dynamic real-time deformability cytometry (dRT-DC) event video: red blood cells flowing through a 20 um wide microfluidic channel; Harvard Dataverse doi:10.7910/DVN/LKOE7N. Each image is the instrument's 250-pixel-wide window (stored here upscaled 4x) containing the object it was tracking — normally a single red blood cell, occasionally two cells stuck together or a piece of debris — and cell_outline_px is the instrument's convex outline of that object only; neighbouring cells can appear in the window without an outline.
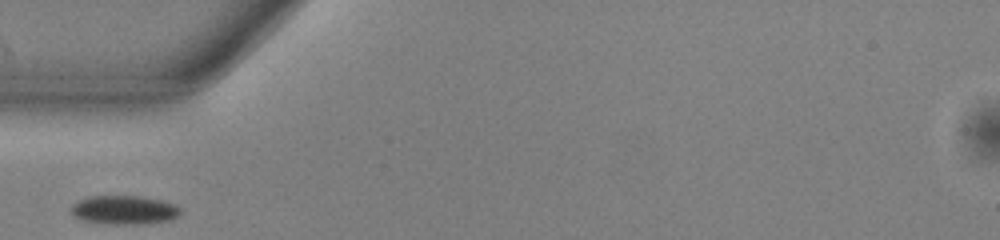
{"species": "common noctule bat (a hibernating species)", "species_latin": "Nyctalus noctula", "temperature_condition": "warm", "stored_images_in_passage": 25, "camera_frame_rate_fps": 3000, "um_per_image_px": 0.085, "animal": {"sex": "male", "body_mass_g": 13.0, "forearm_length_mm": 53.1}, "frame": {"image": 1, "passage_image": 1, "time_ms": 0.0, "image_size_px": [1000, 240], "cell_outline_px": [[180, 212], [176, 216], [168, 220], [140, 224], [104, 224], [80, 220], [72, 212], [72, 204], [88, 196], [136, 196], [164, 200], [176, 204], [180, 208]], "centroid_in_image_um": [10.55, 17.84], "position_along_channel_um": 74.5, "area_um2": 18.32}}
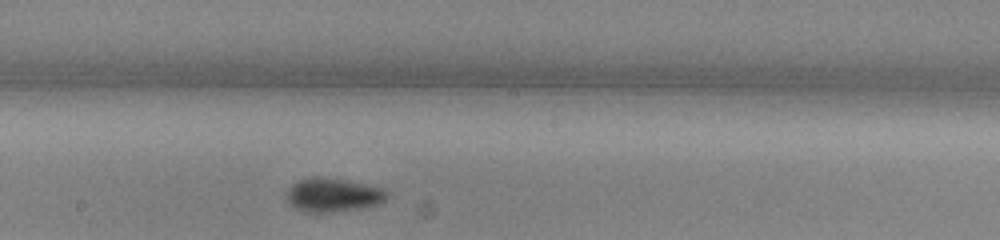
{"frame": {"image": 2, "passage_image": 12, "time_ms": 3.667, "image_size_px": [1000, 240], "cell_outline_px": [[388, 196], [380, 204], [364, 208], [332, 212], [304, 212], [288, 204], [284, 196], [284, 192], [296, 180], [312, 176], [344, 180], [364, 184], [380, 188], [388, 192]], "centroid_in_image_um": [28.23, 16.58], "position_along_channel_um": 220.0, "area_um2": 20.0}}
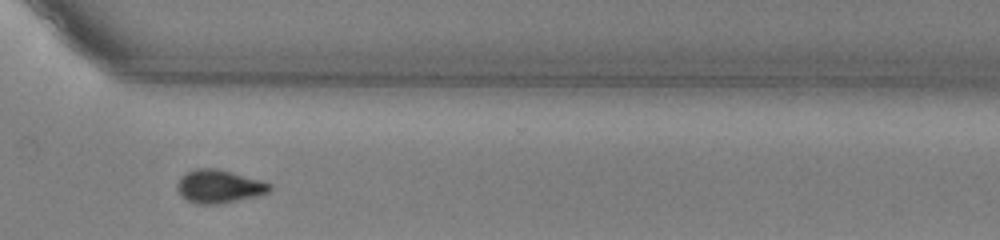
{"frame": {"image": 3, "passage_image": 22, "time_ms": 7.0, "image_size_px": [1000, 240], "cell_outline_px": [[272, 188], [268, 192], [256, 196], [220, 204], [196, 204], [180, 196], [176, 188], [176, 184], [180, 176], [188, 172], [200, 168], [212, 168], [232, 172], [260, 180], [272, 184]], "centroid_in_image_um": [18.59, 15.86], "position_along_channel_um": 352.0, "area_um2": 17.86}}